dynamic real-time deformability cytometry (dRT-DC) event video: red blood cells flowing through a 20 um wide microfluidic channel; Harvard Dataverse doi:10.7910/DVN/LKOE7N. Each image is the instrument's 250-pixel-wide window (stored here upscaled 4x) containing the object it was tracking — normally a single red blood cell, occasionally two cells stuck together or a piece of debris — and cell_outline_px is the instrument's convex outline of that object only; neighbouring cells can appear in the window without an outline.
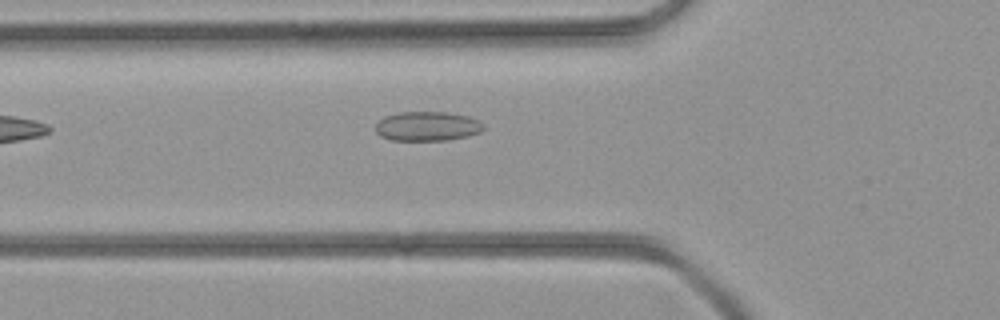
{"species": "common noctule bat (a hibernating species)", "species_latin": "Nyctalus noctula", "temperature_condition": "room temperature", "stored_images_in_passage": 5, "camera_frame_rate_fps": 3000, "um_per_image_px": 0.085, "animal": {"sex": "female", "body_mass_g": 21.9}, "frame": {"image": 1, "passage_image": 2, "time_ms": 0.333, "image_size_px": [1000, 320], "cell_outline_px": [[484, 128], [480, 132], [468, 136], [448, 140], [392, 140], [380, 136], [376, 132], [376, 124], [384, 116], [400, 112], [448, 112], [468, 116], [480, 120], [484, 124]], "centroid_in_image_um": [36.35, 10.73], "position_along_channel_um": 89.5, "area_um2": 18.61}}